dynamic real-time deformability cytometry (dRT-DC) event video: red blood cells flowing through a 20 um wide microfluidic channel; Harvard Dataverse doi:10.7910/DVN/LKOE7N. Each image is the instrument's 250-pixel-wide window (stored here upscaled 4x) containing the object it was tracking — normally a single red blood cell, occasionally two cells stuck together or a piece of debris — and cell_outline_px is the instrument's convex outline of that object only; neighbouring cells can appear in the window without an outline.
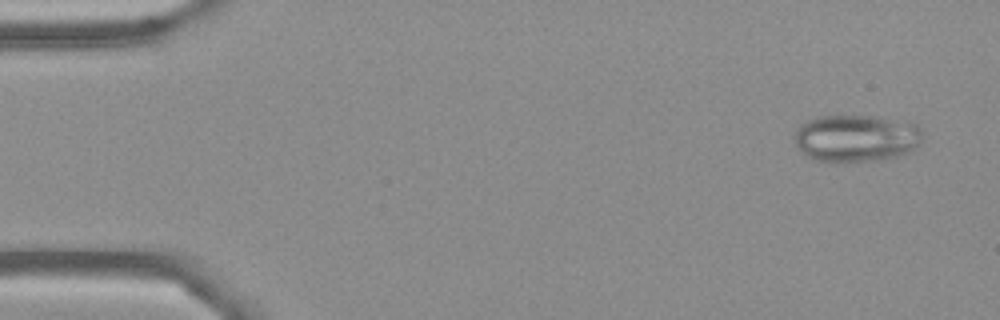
{"species": "Egyptian fruit bat (a non-hibernating species)", "species_latin": "Rousettus aegyptiacus", "temperature_condition": "cold", "stored_images_in_passage": 4, "camera_frame_rate_fps": 3000, "um_per_image_px": 0.085, "frame": {"image": 1, "passage_image": 1, "time_ms": 0.0, "image_size_px": [1000, 320], "cell_outline_px": [[920, 140], [912, 152], [900, 156], [880, 160], [840, 164], [816, 160], [800, 152], [796, 148], [796, 128], [800, 124], [808, 120], [820, 116], [872, 116], [904, 120], [916, 124], [920, 128]], "centroid_in_image_um": [72.76, 11.78], "position_along_channel_um": 12.2, "area_um2": 35.89}}